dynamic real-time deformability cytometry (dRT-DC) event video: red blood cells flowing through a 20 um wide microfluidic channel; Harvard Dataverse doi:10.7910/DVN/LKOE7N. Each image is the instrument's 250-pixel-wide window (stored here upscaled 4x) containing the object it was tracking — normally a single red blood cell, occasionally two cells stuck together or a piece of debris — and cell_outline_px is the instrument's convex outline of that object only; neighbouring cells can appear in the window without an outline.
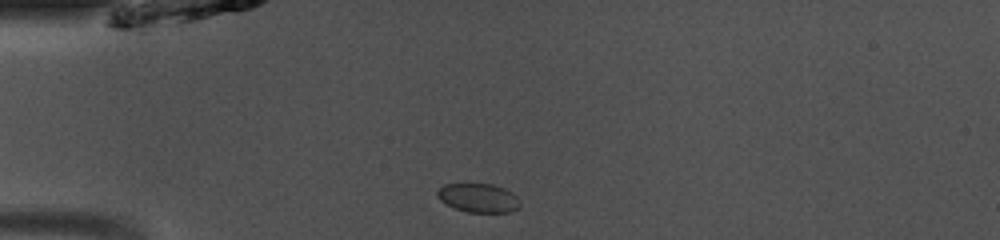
{"species": "common noctule bat (a hibernating species)", "species_latin": "Nyctalus noctula", "temperature_condition": "room temperature", "stored_images_in_passage": 37, "camera_frame_rate_fps": 3000, "um_per_image_px": 0.085, "animal": {"sex": "male", "body_mass_g": 13.0, "forearm_length_mm": 53.1}, "frame": {"image": 1, "passage_image": 1, "time_ms": 0.0, "image_size_px": [1000, 240], "cell_outline_px": [[520, 208], [508, 212], [468, 212], [456, 208], [440, 200], [436, 196], [436, 192], [444, 184], [492, 184], [504, 188], [512, 192], [520, 200]], "centroid_in_image_um": [40.69, 16.82], "position_along_channel_um": 44.3, "area_um2": 13.87}}
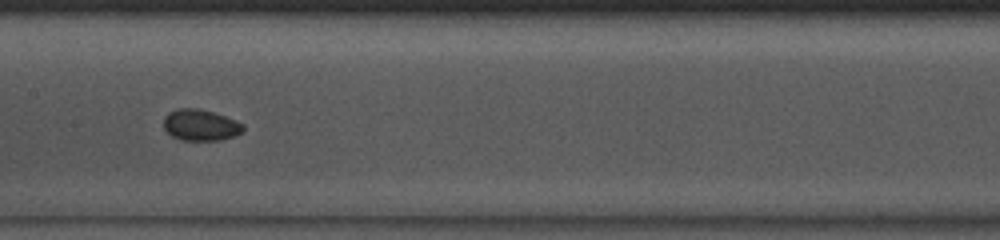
{"frame": {"image": 2, "passage_image": 13, "time_ms": 4.0, "image_size_px": [1000, 240], "cell_outline_px": [[244, 132], [236, 136], [220, 140], [180, 140], [172, 136], [164, 128], [164, 116], [168, 112], [180, 108], [196, 108], [212, 112], [236, 120], [244, 124]], "centroid_in_image_um": [17.07, 10.64], "position_along_channel_um": 190.3, "area_um2": 14.57}}
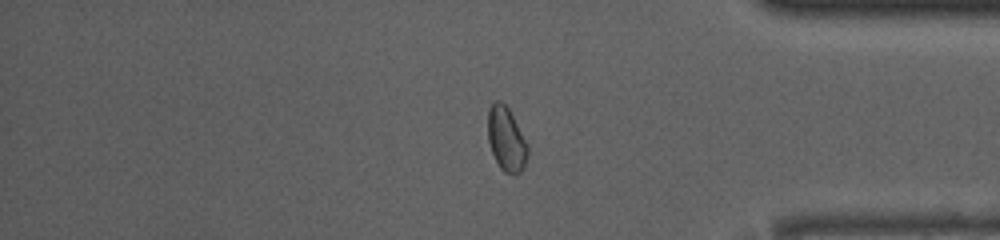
{"frame": {"image": 3, "passage_image": 29, "time_ms": 9.333, "image_size_px": [1000, 240], "cell_outline_px": [[528, 152], [524, 168], [516, 176], [512, 176], [504, 172], [500, 168], [492, 152], [488, 140], [488, 108], [492, 100], [500, 100], [508, 108], [528, 144]], "centroid_in_image_um": [43.03, 11.84], "position_along_channel_um": 392.2, "area_um2": 15.09}, "authors_computed_cell_mechanics": {"area_um2": 14.2766, "velocity_mm_per_s": 4.1006, "shape_relaxation_time_tau1_ms": 1.593, "shape_relaxation_time_tau2_ms": null, "deformation_change_tau1": 0.0354, "deformation_change_tau2": null}}